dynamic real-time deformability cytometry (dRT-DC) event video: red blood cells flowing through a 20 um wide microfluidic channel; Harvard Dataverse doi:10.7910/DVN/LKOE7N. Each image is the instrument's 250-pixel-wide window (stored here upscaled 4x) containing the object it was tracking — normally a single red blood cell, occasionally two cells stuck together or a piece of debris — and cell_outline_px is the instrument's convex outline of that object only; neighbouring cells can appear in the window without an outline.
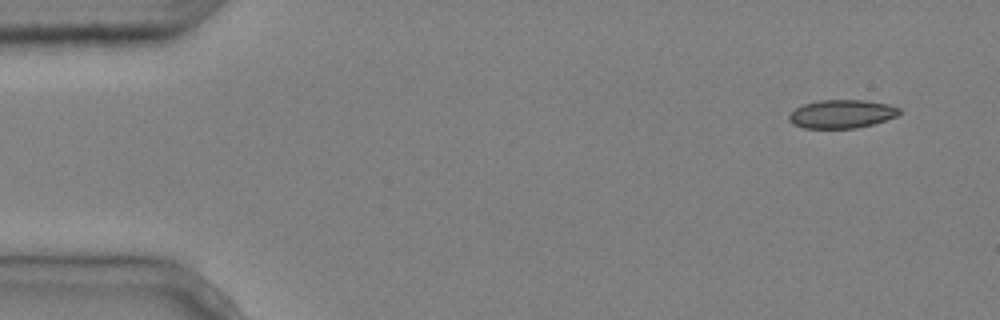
{"species": "common noctule bat (a hibernating species)", "species_latin": "Nyctalus noctula", "temperature_condition": "cold", "stored_images_in_passage": 6, "camera_frame_rate_fps": 3000, "um_per_image_px": 0.085, "animal": {"sex": "male", "body_mass_g": 20.4}, "frame": {"image": 1, "passage_image": 1, "time_ms": 0.0, "image_size_px": [1000, 320], "cell_outline_px": [[900, 112], [896, 116], [872, 124], [856, 128], [804, 128], [792, 124], [788, 120], [788, 116], [796, 108], [804, 104], [820, 100], [864, 100], [888, 104], [900, 108]], "centroid_in_image_um": [71.52, 9.68], "position_along_channel_um": 13.5, "area_um2": 18.15}}
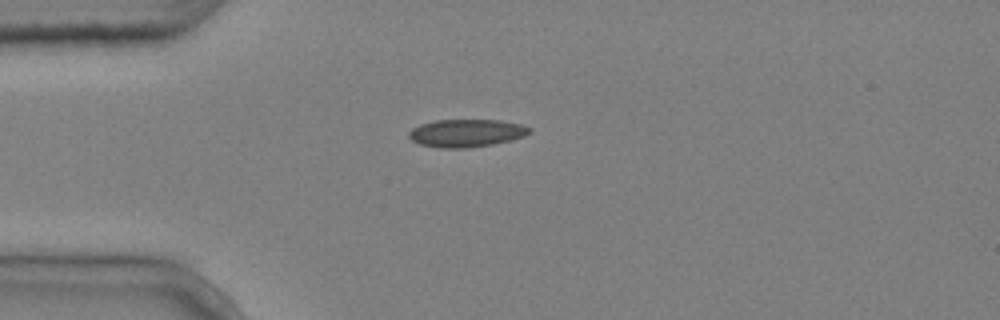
{"frame": {"image": 2, "passage_image": 4, "time_ms": 1.0, "image_size_px": [1000, 320], "cell_outline_px": [[532, 132], [524, 136], [512, 140], [492, 144], [468, 148], [440, 148], [420, 144], [412, 140], [408, 136], [408, 132], [412, 128], [420, 124], [436, 120], [500, 120], [520, 124], [532, 128]], "centroid_in_image_um": [39.65, 11.31], "position_along_channel_um": 45.4, "area_um2": 19.59}}